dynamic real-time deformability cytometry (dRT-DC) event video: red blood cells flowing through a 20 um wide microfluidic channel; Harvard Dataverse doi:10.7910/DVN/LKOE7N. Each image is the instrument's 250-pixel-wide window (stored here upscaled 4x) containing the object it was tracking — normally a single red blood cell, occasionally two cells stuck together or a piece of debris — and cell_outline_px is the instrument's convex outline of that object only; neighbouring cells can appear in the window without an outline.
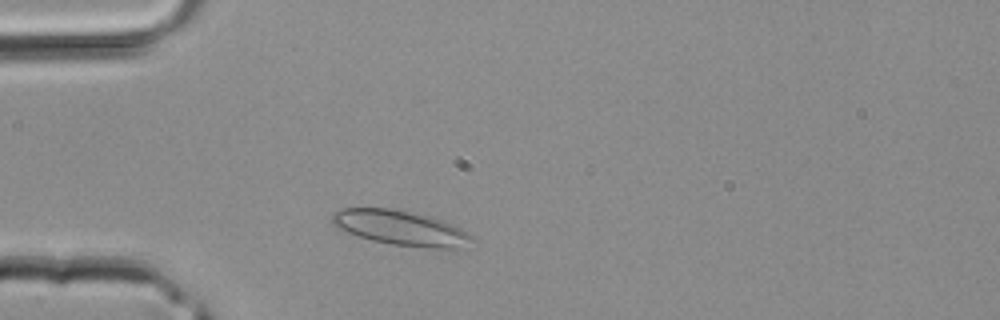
{"species": "common noctule bat (a hibernating species)", "species_latin": "Nyctalus noctula", "temperature_condition": "room temperature", "stored_images_in_passage": 32, "camera_frame_rate_fps": 3000, "um_per_image_px": 0.085, "animal": {"sex": "male", "body_mass_g": 20.4}, "frame": {"image": 1, "passage_image": 3, "time_ms": 0.667, "image_size_px": [1000, 320], "cell_outline_px": [[476, 240], [464, 248], [432, 248], [392, 244], [372, 240], [348, 232], [332, 224], [332, 212], [340, 208], [388, 208], [428, 216], [452, 224], [476, 236]], "centroid_in_image_um": [34.11, 19.38], "position_along_channel_um": 50.9, "area_um2": 28.26}}
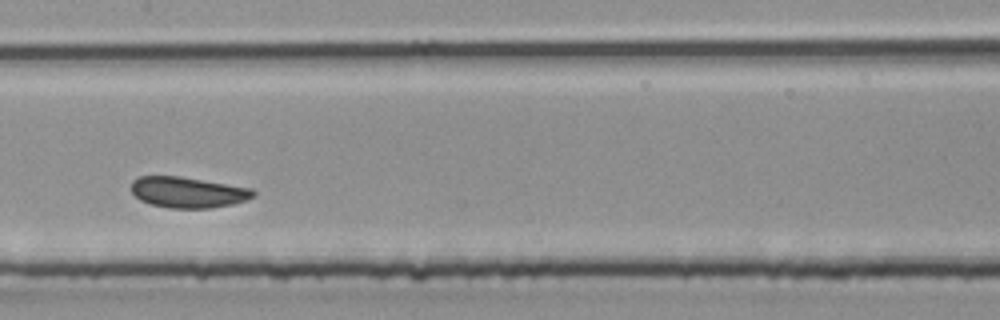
{"frame": {"image": 2, "passage_image": 12, "time_ms": 3.667, "image_size_px": [1000, 320], "cell_outline_px": [[256, 196], [232, 204], [208, 208], [168, 208], [152, 204], [140, 200], [132, 192], [132, 180], [140, 176], [180, 176], [252, 188], [256, 192]], "centroid_in_image_um": [15.98, 16.34], "position_along_channel_um": 191.4, "area_um2": 21.85}}
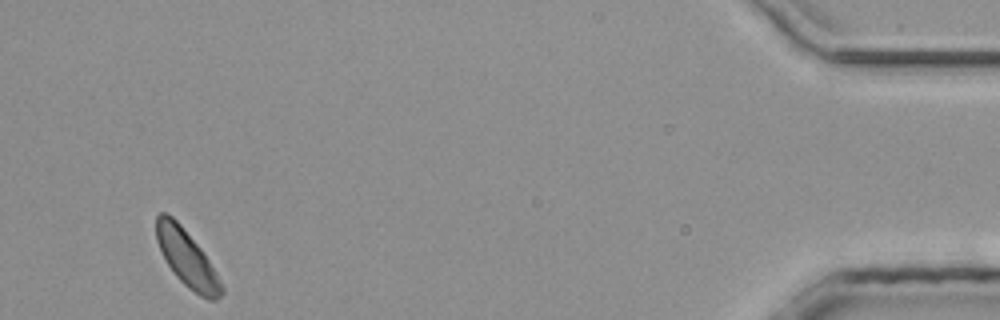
{"frame": {"image": 3, "passage_image": 30, "time_ms": 9.667, "image_size_px": [1000, 320], "cell_outline_px": [[224, 292], [216, 300], [208, 300], [200, 296], [188, 288], [172, 272], [156, 240], [156, 216], [160, 212], [168, 212], [180, 224], [200, 248], [216, 272], [224, 288]], "centroid_in_image_um": [15.88, 21.97], "position_along_channel_um": 419.3, "area_um2": 21.27}}